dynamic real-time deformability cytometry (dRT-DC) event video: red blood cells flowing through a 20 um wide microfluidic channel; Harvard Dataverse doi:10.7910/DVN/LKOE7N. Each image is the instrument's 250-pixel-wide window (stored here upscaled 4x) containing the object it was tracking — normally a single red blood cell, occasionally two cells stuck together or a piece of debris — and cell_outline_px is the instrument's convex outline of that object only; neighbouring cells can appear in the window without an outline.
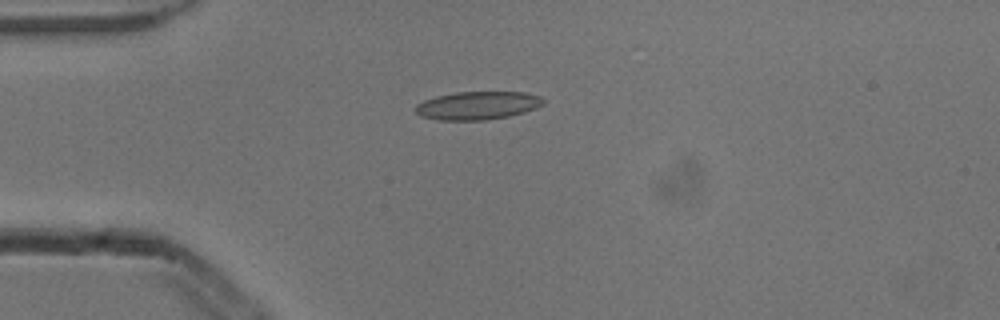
{"species": "common noctule bat (a hibernating species)", "species_latin": "Nyctalus noctula", "temperature_condition": "cold", "stored_images_in_passage": 4, "camera_frame_rate_fps": 3000, "um_per_image_px": 0.085, "animal": {"sex": "male", "body_mass_g": 13.3}, "frame": {"image": 1, "passage_image": 4, "time_ms": 1.0, "image_size_px": [1000, 320], "cell_outline_px": [[544, 104], [536, 108], [524, 112], [508, 116], [484, 120], [440, 120], [420, 116], [416, 112], [416, 104], [424, 100], [436, 96], [456, 92], [524, 92], [540, 96], [544, 100]], "centroid_in_image_um": [40.6, 8.96], "position_along_channel_um": 44.4, "area_um2": 20.92}}